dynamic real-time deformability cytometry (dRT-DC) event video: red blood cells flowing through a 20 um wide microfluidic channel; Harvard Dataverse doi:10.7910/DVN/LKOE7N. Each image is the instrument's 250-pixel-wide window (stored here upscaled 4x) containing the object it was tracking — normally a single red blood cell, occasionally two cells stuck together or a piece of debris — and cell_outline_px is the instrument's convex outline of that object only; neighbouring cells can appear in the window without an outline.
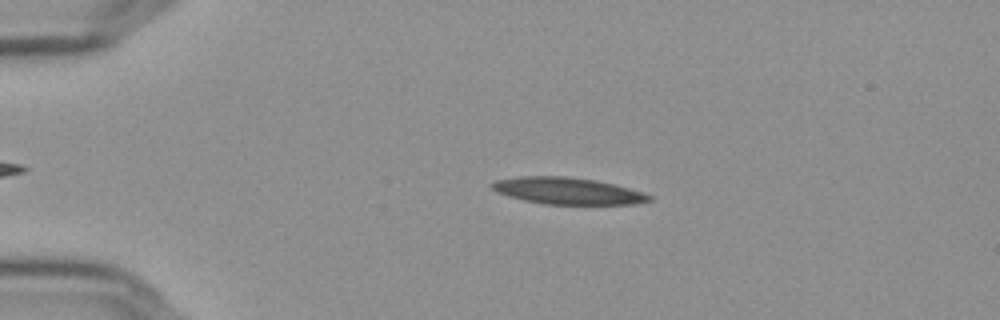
{"species": "Egyptian fruit bat (a non-hibernating species)", "species_latin": "Rousettus aegyptiacus", "temperature_condition": "cold", "stored_images_in_passage": 49, "camera_frame_rate_fps": 3000, "um_per_image_px": 0.085, "frame": {"image": 1, "passage_image": 12, "time_ms": 3.667, "image_size_px": [1000, 320], "cell_outline_px": [[652, 200], [632, 204], [544, 204], [524, 200], [508, 196], [496, 192], [488, 184], [496, 180], [520, 176], [564, 176], [596, 180], [644, 192], [652, 196]], "centroid_in_image_um": [48.21, 16.22], "position_along_channel_um": 36.8, "area_um2": 24.45}}
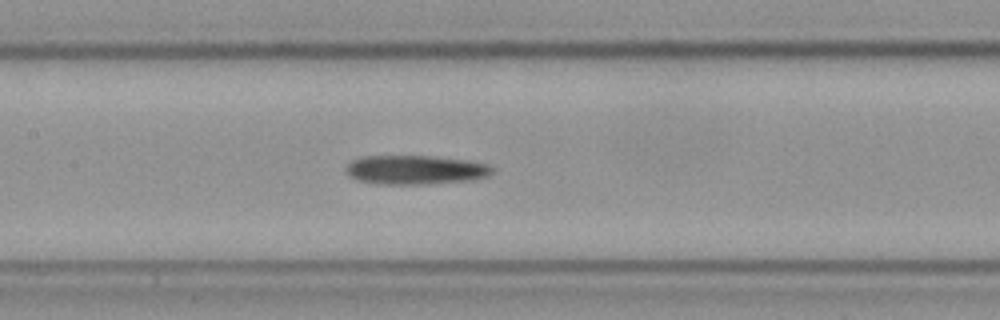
{"frame": {"image": 2, "passage_image": 27, "time_ms": 8.667, "image_size_px": [1000, 320], "cell_outline_px": [[496, 168], [488, 176], [472, 180], [424, 184], [380, 184], [356, 180], [348, 176], [344, 168], [352, 160], [364, 156], [432, 156], [468, 160], [488, 164]], "centroid_in_image_um": [35.31, 14.43], "position_along_channel_um": 172.1, "area_um2": 25.03}}
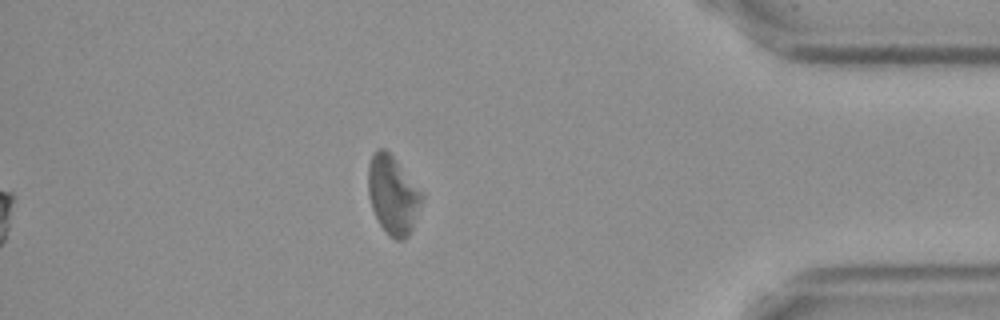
{"frame": {"image": 3, "passage_image": 49, "time_ms": 16.0, "image_size_px": [1000, 320], "cell_outline_px": [[424, 196], [412, 228], [408, 236], [404, 240], [396, 240], [388, 236], [380, 224], [372, 208], [368, 196], [368, 164], [372, 156], [380, 148], [384, 148], [396, 160], [424, 192]], "centroid_in_image_um": [33.41, 16.59], "position_along_channel_um": 401.8, "area_um2": 24.57}, "authors_computed_cell_mechanics": {"area_um2": 24.565, "velocity_mm_per_s": 3.5957, "shape_relaxation_time_tau1_ms": 7.9932, "shape_relaxation_time_tau2_ms": null, "deformation_change_tau1": 0.189, "deformation_change_tau2": null}}